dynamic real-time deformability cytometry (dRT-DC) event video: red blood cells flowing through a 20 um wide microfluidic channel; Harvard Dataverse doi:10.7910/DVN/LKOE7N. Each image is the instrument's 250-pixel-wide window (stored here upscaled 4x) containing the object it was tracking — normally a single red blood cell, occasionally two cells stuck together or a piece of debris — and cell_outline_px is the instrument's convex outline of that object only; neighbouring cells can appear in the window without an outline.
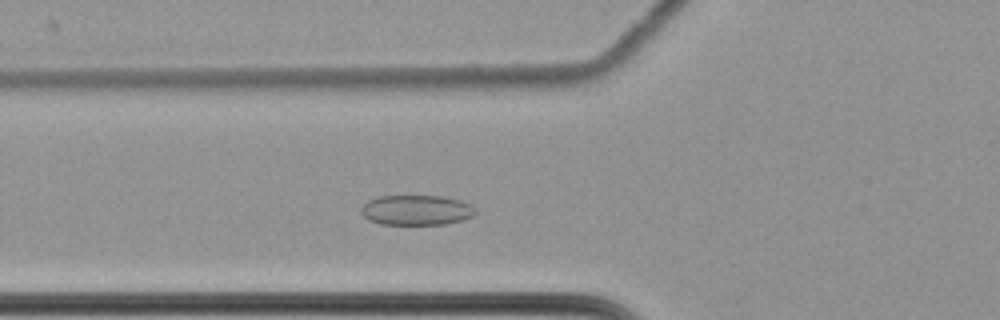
{"species": "common noctule bat (a hibernating species)", "species_latin": "Nyctalus noctula", "temperature_condition": "cold", "stored_images_in_passage": 53, "camera_frame_rate_fps": 3000, "um_per_image_px": 0.085, "animal": {"sex": "female", "body_mass_g": 22.7, "forearm_length_mm": 54.2}, "frame": {"image": 1, "passage_image": 16, "time_ms": 5.0, "image_size_px": [1000, 320], "cell_outline_px": [[476, 212], [472, 216], [460, 220], [444, 224], [380, 224], [368, 220], [360, 212], [360, 208], [368, 200], [380, 196], [440, 196], [460, 200], [472, 204], [476, 208]], "centroid_in_image_um": [35.38, 17.85], "position_along_channel_um": 90.4, "area_um2": 20.06}}
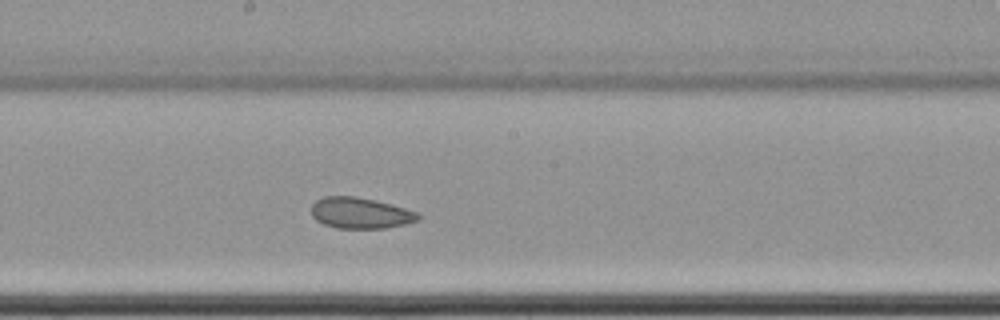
{"frame": {"image": 2, "passage_image": 27, "time_ms": 8.667, "image_size_px": [1000, 320], "cell_outline_px": [[420, 216], [416, 220], [404, 224], [384, 228], [336, 228], [324, 224], [316, 220], [312, 216], [312, 204], [316, 200], [324, 196], [356, 196], [376, 200], [392, 204], [416, 212]], "centroid_in_image_um": [30.59, 18.09], "position_along_channel_um": 217.6, "area_um2": 19.19}}
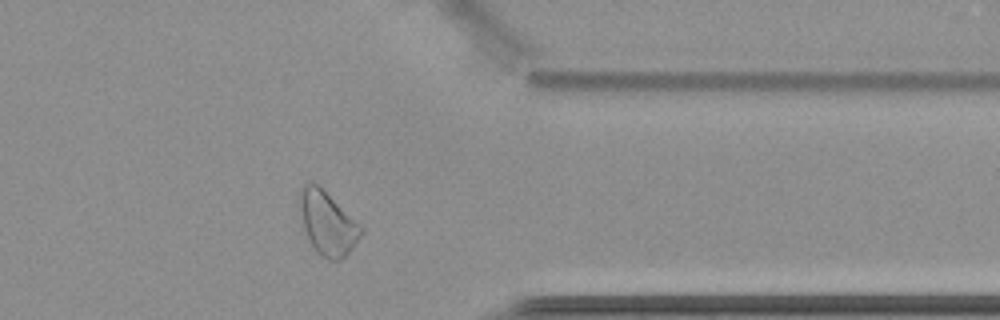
{"frame": {"image": 3, "passage_image": 42, "time_ms": 13.667, "image_size_px": [1000, 320], "cell_outline_px": [[364, 232], [352, 248], [340, 260], [328, 260], [316, 252], [308, 240], [304, 228], [300, 208], [300, 188], [304, 184], [312, 180], [360, 224], [364, 228]], "centroid_in_image_um": [27.84, 18.98], "position_along_channel_um": 383.6, "area_um2": 22.37}, "authors_computed_cell_mechanics": {"area_um2": 22.0796, "velocity_mm_per_s": 3.4706, "shape_relaxation_time_tau1_ms": 4.5035, "shape_relaxation_time_tau2_ms": 4.0099, "deformation_change_tau1": 0.0583, "deformation_change_tau2": 0.0859}}